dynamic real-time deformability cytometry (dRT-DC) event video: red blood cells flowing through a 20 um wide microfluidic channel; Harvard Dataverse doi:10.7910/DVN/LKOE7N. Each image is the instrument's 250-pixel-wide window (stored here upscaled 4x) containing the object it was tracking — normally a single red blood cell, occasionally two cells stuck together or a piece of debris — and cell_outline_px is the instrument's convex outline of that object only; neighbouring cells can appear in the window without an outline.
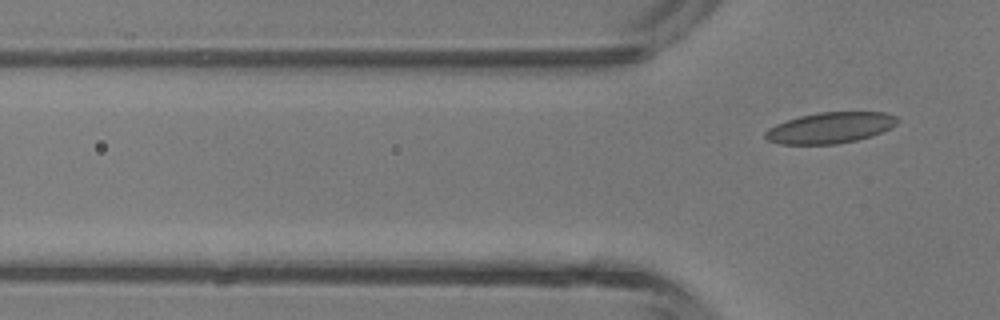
{"species": "common noctule bat (a hibernating species)", "species_latin": "Nyctalus noctula", "temperature_condition": "room temperature", "stored_images_in_passage": 4, "camera_frame_rate_fps": 3000, "um_per_image_px": 0.085, "animal": {"sex": "male", "body_mass_g": 13.3}, "frame": {"image": 1, "passage_image": 4, "time_ms": 4.333, "image_size_px": [1000, 320], "cell_outline_px": [[900, 120], [896, 124], [872, 136], [856, 140], [836, 144], [780, 144], [768, 140], [764, 136], [764, 132], [768, 128], [776, 124], [800, 116], [820, 112], [884, 112], [896, 116]], "centroid_in_image_um": [70.55, 10.86], "position_along_channel_um": 55.2, "area_um2": 23.7}}